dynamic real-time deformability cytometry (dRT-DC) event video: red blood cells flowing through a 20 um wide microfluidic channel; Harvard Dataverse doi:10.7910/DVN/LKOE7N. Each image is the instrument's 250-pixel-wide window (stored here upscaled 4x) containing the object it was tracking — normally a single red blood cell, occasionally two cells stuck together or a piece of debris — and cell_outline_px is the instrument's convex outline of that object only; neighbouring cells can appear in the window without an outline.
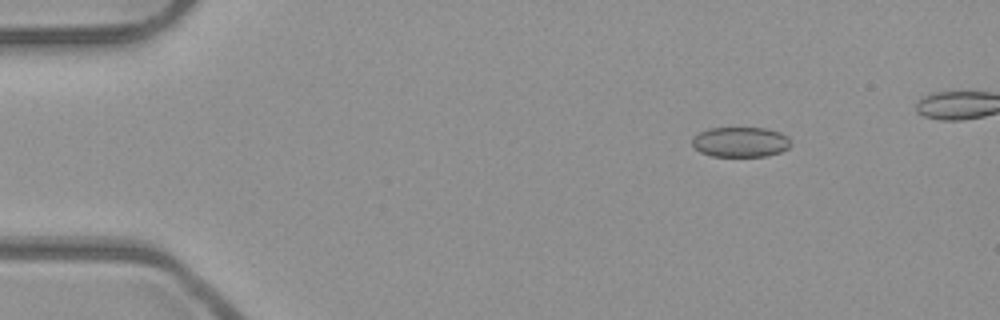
{"species": "common noctule bat (a hibernating species)", "species_latin": "Nyctalus noctula", "temperature_condition": "room temperature", "stored_images_in_passage": 46, "camera_frame_rate_fps": 3000, "um_per_image_px": 0.085, "animal": {"sex": "male", "body_mass_g": 23.1, "forearm_length_mm": 52.7}, "frame": {"image": 1, "passage_image": 5, "time_ms": 1.333, "image_size_px": [1000, 320], "cell_outline_px": [[788, 148], [780, 152], [768, 156], [712, 156], [700, 152], [692, 144], [692, 140], [700, 132], [708, 128], [768, 128], [780, 132], [788, 136]], "centroid_in_image_um": [62.94, 12.07], "position_along_channel_um": 22.1, "area_um2": 17.17}}
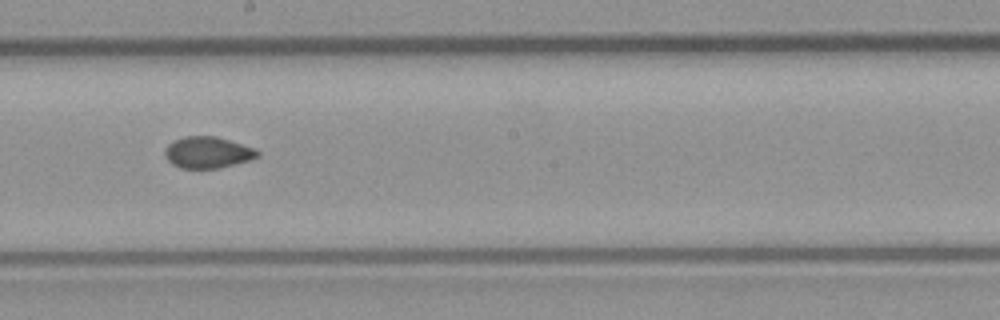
{"frame": {"image": 2, "passage_image": 27, "time_ms": 8.667, "image_size_px": [1000, 320], "cell_outline_px": [[260, 156], [248, 160], [216, 168], [180, 168], [172, 164], [168, 160], [164, 152], [168, 144], [184, 136], [216, 136], [252, 148], [260, 152]], "centroid_in_image_um": [17.62, 12.95], "position_along_channel_um": 230.6, "area_um2": 16.59}}
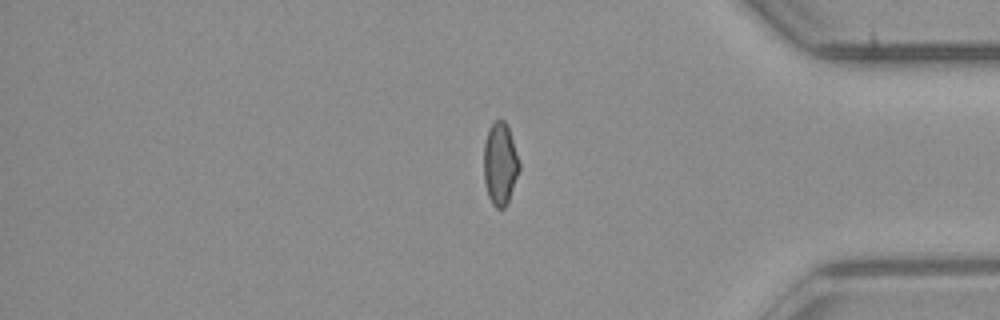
{"frame": {"image": 3, "passage_image": 41, "time_ms": 13.333, "image_size_px": [1000, 320], "cell_outline_px": [[520, 168], [508, 200], [504, 208], [496, 208], [492, 204], [488, 196], [484, 180], [484, 144], [488, 128], [500, 116], [508, 124], [520, 164]], "centroid_in_image_um": [42.5, 13.87], "position_along_channel_um": 392.7, "area_um2": 17.11}, "authors_computed_cell_mechanics": {"area_um2": 17.1666, "velocity_mm_per_s": 4.0018, "shape_relaxation_time_tau1_ms": null, "shape_relaxation_time_tau2_ms": 5.2212, "deformation_change_tau1": null, "deformation_change_tau2": 0.0592}}